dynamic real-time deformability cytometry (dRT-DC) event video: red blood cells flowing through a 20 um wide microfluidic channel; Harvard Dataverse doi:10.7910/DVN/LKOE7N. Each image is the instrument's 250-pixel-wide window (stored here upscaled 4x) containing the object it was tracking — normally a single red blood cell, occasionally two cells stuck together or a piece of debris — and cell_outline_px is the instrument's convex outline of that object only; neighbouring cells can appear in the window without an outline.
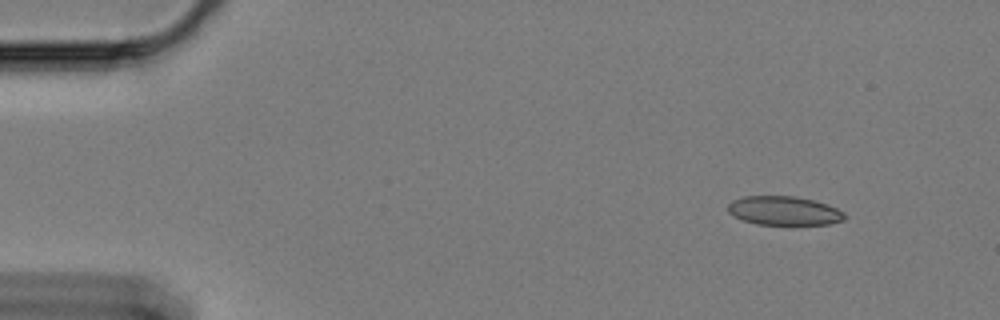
{"species": "Egyptian fruit bat (a non-hibernating species)", "species_latin": "Rousettus aegyptiacus", "temperature_condition": "cold", "stored_images_in_passage": 56, "camera_frame_rate_fps": 3000, "um_per_image_px": 0.085, "animal": {"sex": "female"}, "frame": {"image": 1, "passage_image": 1, "time_ms": 0.0, "image_size_px": [1000, 320], "cell_outline_px": [[844, 220], [828, 224], [756, 224], [732, 216], [728, 212], [728, 204], [732, 200], [744, 196], [792, 196], [812, 200], [836, 208], [844, 212]], "centroid_in_image_um": [66.59, 17.91], "position_along_channel_um": 18.4, "area_um2": 19.42}}
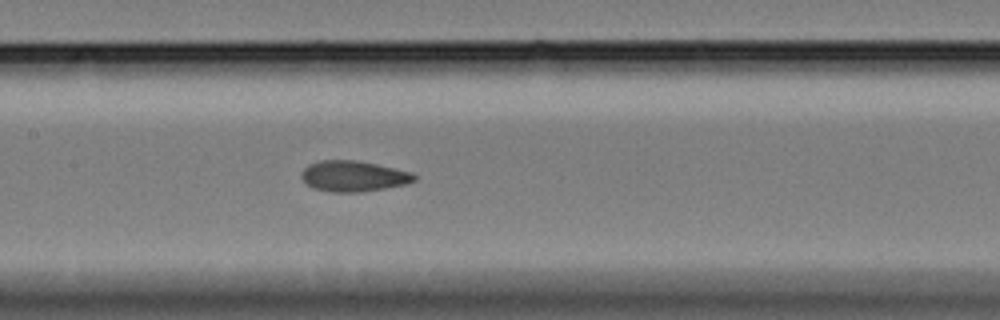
{"frame": {"image": 2, "passage_image": 24, "time_ms": 7.667, "image_size_px": [1000, 320], "cell_outline_px": [[416, 180], [408, 184], [364, 192], [332, 192], [312, 188], [300, 176], [304, 168], [308, 164], [320, 160], [356, 160], [376, 164], [412, 172], [416, 176]], "centroid_in_image_um": [30.06, 14.98], "position_along_channel_um": 177.3, "area_um2": 20.35}}
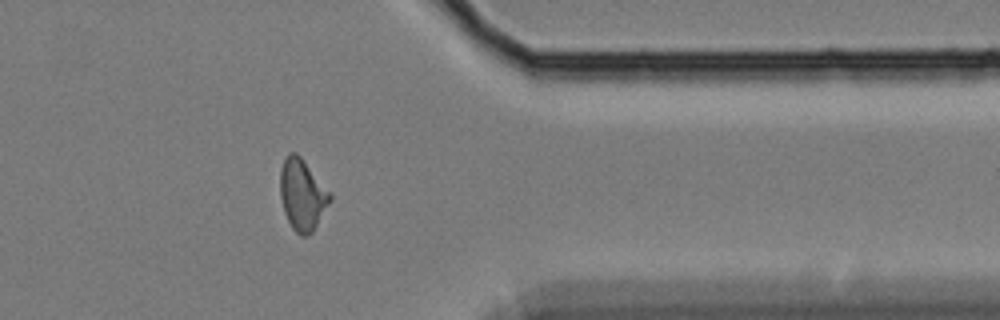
{"frame": {"image": 3, "passage_image": 44, "time_ms": 14.333, "image_size_px": [1000, 320], "cell_outline_px": [[332, 200], [312, 232], [308, 236], [300, 236], [292, 228], [284, 212], [280, 196], [280, 168], [284, 156], [288, 152], [296, 152], [300, 156], [332, 196]], "centroid_in_image_um": [25.67, 16.55], "position_along_channel_um": 385.7, "area_um2": 20.58}}